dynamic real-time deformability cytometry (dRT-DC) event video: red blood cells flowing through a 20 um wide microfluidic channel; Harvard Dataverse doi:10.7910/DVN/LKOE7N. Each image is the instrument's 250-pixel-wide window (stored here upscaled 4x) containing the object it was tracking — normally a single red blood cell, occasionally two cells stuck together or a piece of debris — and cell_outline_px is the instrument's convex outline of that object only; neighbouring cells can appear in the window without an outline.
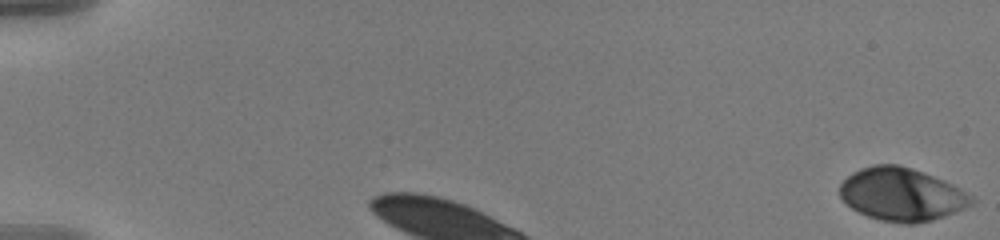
{"species": "human", "species_latin": "Homo sapiens", "temperature_condition": "warm", "stored_images_in_passage": 4, "camera_frame_rate_fps": 3000, "um_per_image_px": 0.085, "donor": {"sex": "male"}, "frame": {"image": 1, "passage_image": 1, "time_ms": 0.0, "image_size_px": [1000, 240], "cell_outline_px": [[976, 200], [972, 204], [964, 208], [944, 216], [932, 220], [912, 224], [904, 224], [880, 220], [868, 216], [852, 208], [840, 196], [840, 184], [852, 172], [860, 168], [872, 164], [900, 164], [912, 168], [944, 180], [960, 188], [972, 196]], "centroid_in_image_um": [76.64, 16.51], "position_along_channel_um": 8.4, "area_um2": 40.63}}